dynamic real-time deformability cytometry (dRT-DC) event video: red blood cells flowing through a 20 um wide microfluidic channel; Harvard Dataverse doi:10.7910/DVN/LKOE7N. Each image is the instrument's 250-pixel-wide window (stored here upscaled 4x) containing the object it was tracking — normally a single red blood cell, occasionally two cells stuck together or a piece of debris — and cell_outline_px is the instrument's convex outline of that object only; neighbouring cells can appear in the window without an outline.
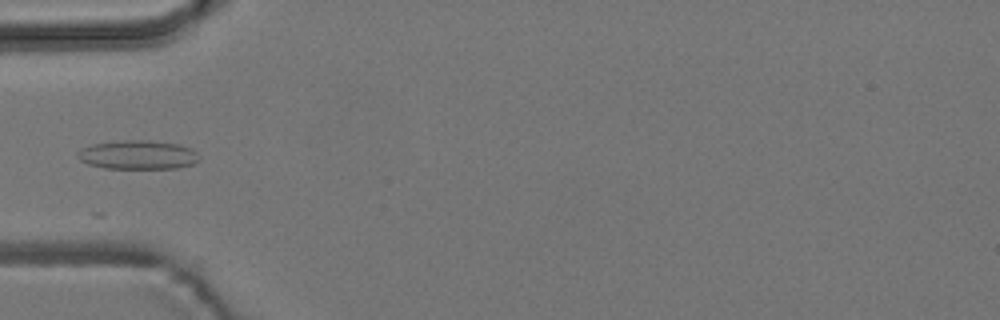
{"species": "common noctule bat (a hibernating species)", "species_latin": "Nyctalus noctula", "temperature_condition": "room temperature", "stored_images_in_passage": 6, "camera_frame_rate_fps": 3000, "um_per_image_px": 0.085, "animal": {"sex": "male", "body_mass_g": 19.2, "forearm_length_mm": 51.8}, "frame": {"image": 1, "passage_image": 4, "time_ms": 4.333, "image_size_px": [1000, 320], "cell_outline_px": [[200, 160], [192, 164], [176, 168], [104, 168], [88, 164], [80, 160], [76, 156], [76, 152], [80, 148], [92, 144], [124, 140], [148, 140], [180, 144], [196, 152], [200, 156]], "centroid_in_image_um": [11.69, 13.15], "position_along_channel_um": 73.3, "area_um2": 20.58}}